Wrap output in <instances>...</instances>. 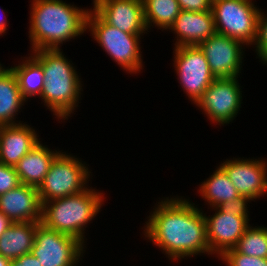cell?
I'll return each mask as SVG.
<instances>
[{
	"label": "cell",
	"instance_id": "obj_1",
	"mask_svg": "<svg viewBox=\"0 0 267 266\" xmlns=\"http://www.w3.org/2000/svg\"><path fill=\"white\" fill-rule=\"evenodd\" d=\"M162 198L146 218L142 228L144 239L158 247L171 262L197 255L213 256L207 241L205 211L199 204L184 196Z\"/></svg>",
	"mask_w": 267,
	"mask_h": 266
},
{
	"label": "cell",
	"instance_id": "obj_2",
	"mask_svg": "<svg viewBox=\"0 0 267 266\" xmlns=\"http://www.w3.org/2000/svg\"><path fill=\"white\" fill-rule=\"evenodd\" d=\"M66 1L30 0V52L61 49L66 42L87 33V14L90 8L78 7Z\"/></svg>",
	"mask_w": 267,
	"mask_h": 266
},
{
	"label": "cell",
	"instance_id": "obj_3",
	"mask_svg": "<svg viewBox=\"0 0 267 266\" xmlns=\"http://www.w3.org/2000/svg\"><path fill=\"white\" fill-rule=\"evenodd\" d=\"M30 54L41 64L44 73L45 83L39 97L42 98L41 104L53 113L57 121H67L82 100L80 73L62 49H40Z\"/></svg>",
	"mask_w": 267,
	"mask_h": 266
},
{
	"label": "cell",
	"instance_id": "obj_4",
	"mask_svg": "<svg viewBox=\"0 0 267 266\" xmlns=\"http://www.w3.org/2000/svg\"><path fill=\"white\" fill-rule=\"evenodd\" d=\"M95 189L89 186L80 193L43 202L41 224L73 236L87 246V225L93 223L106 201L104 192Z\"/></svg>",
	"mask_w": 267,
	"mask_h": 266
},
{
	"label": "cell",
	"instance_id": "obj_5",
	"mask_svg": "<svg viewBox=\"0 0 267 266\" xmlns=\"http://www.w3.org/2000/svg\"><path fill=\"white\" fill-rule=\"evenodd\" d=\"M95 43L127 74H140L145 68L140 44L145 34H130L107 24L91 7L87 14V30ZM142 36V37H141ZM144 67V68H143Z\"/></svg>",
	"mask_w": 267,
	"mask_h": 266
},
{
	"label": "cell",
	"instance_id": "obj_6",
	"mask_svg": "<svg viewBox=\"0 0 267 266\" xmlns=\"http://www.w3.org/2000/svg\"><path fill=\"white\" fill-rule=\"evenodd\" d=\"M62 151L54 158L43 182L37 188L41 203L74 195L89 187L93 172L88 164L81 158Z\"/></svg>",
	"mask_w": 267,
	"mask_h": 266
},
{
	"label": "cell",
	"instance_id": "obj_7",
	"mask_svg": "<svg viewBox=\"0 0 267 266\" xmlns=\"http://www.w3.org/2000/svg\"><path fill=\"white\" fill-rule=\"evenodd\" d=\"M211 10L217 33L253 45L262 10L253 0H213Z\"/></svg>",
	"mask_w": 267,
	"mask_h": 266
},
{
	"label": "cell",
	"instance_id": "obj_8",
	"mask_svg": "<svg viewBox=\"0 0 267 266\" xmlns=\"http://www.w3.org/2000/svg\"><path fill=\"white\" fill-rule=\"evenodd\" d=\"M87 247L77 238L39 224L31 254L41 266H78Z\"/></svg>",
	"mask_w": 267,
	"mask_h": 266
},
{
	"label": "cell",
	"instance_id": "obj_9",
	"mask_svg": "<svg viewBox=\"0 0 267 266\" xmlns=\"http://www.w3.org/2000/svg\"><path fill=\"white\" fill-rule=\"evenodd\" d=\"M172 61L183 92L191 103L196 104L216 79L204 53L198 46H178L173 48Z\"/></svg>",
	"mask_w": 267,
	"mask_h": 266
},
{
	"label": "cell",
	"instance_id": "obj_10",
	"mask_svg": "<svg viewBox=\"0 0 267 266\" xmlns=\"http://www.w3.org/2000/svg\"><path fill=\"white\" fill-rule=\"evenodd\" d=\"M238 78H216L196 102L210 123L228 125L240 114L243 95Z\"/></svg>",
	"mask_w": 267,
	"mask_h": 266
},
{
	"label": "cell",
	"instance_id": "obj_11",
	"mask_svg": "<svg viewBox=\"0 0 267 266\" xmlns=\"http://www.w3.org/2000/svg\"><path fill=\"white\" fill-rule=\"evenodd\" d=\"M198 47L204 53L215 78H241L247 48L242 42L216 32Z\"/></svg>",
	"mask_w": 267,
	"mask_h": 266
},
{
	"label": "cell",
	"instance_id": "obj_12",
	"mask_svg": "<svg viewBox=\"0 0 267 266\" xmlns=\"http://www.w3.org/2000/svg\"><path fill=\"white\" fill-rule=\"evenodd\" d=\"M260 158L233 157L219 164L227 173L239 195L246 196L254 202L260 197L267 196V160Z\"/></svg>",
	"mask_w": 267,
	"mask_h": 266
},
{
	"label": "cell",
	"instance_id": "obj_13",
	"mask_svg": "<svg viewBox=\"0 0 267 266\" xmlns=\"http://www.w3.org/2000/svg\"><path fill=\"white\" fill-rule=\"evenodd\" d=\"M215 211L211 216L204 213L207 241L210 252L219 258L225 251L234 248L250 225L246 216H235L230 211L222 212L218 207L208 208Z\"/></svg>",
	"mask_w": 267,
	"mask_h": 266
},
{
	"label": "cell",
	"instance_id": "obj_14",
	"mask_svg": "<svg viewBox=\"0 0 267 266\" xmlns=\"http://www.w3.org/2000/svg\"><path fill=\"white\" fill-rule=\"evenodd\" d=\"M93 10L109 25L130 34H148L142 0H92Z\"/></svg>",
	"mask_w": 267,
	"mask_h": 266
},
{
	"label": "cell",
	"instance_id": "obj_15",
	"mask_svg": "<svg viewBox=\"0 0 267 266\" xmlns=\"http://www.w3.org/2000/svg\"><path fill=\"white\" fill-rule=\"evenodd\" d=\"M0 212L12 222H41L42 203L37 187L21 183L0 195Z\"/></svg>",
	"mask_w": 267,
	"mask_h": 266
},
{
	"label": "cell",
	"instance_id": "obj_16",
	"mask_svg": "<svg viewBox=\"0 0 267 266\" xmlns=\"http://www.w3.org/2000/svg\"><path fill=\"white\" fill-rule=\"evenodd\" d=\"M168 31L177 35L173 47L198 46L216 33L213 13L181 10Z\"/></svg>",
	"mask_w": 267,
	"mask_h": 266
},
{
	"label": "cell",
	"instance_id": "obj_17",
	"mask_svg": "<svg viewBox=\"0 0 267 266\" xmlns=\"http://www.w3.org/2000/svg\"><path fill=\"white\" fill-rule=\"evenodd\" d=\"M27 122L0 126V162L15 166L41 140Z\"/></svg>",
	"mask_w": 267,
	"mask_h": 266
},
{
	"label": "cell",
	"instance_id": "obj_18",
	"mask_svg": "<svg viewBox=\"0 0 267 266\" xmlns=\"http://www.w3.org/2000/svg\"><path fill=\"white\" fill-rule=\"evenodd\" d=\"M40 141L14 167L22 184L39 187L54 158L61 152Z\"/></svg>",
	"mask_w": 267,
	"mask_h": 266
},
{
	"label": "cell",
	"instance_id": "obj_19",
	"mask_svg": "<svg viewBox=\"0 0 267 266\" xmlns=\"http://www.w3.org/2000/svg\"><path fill=\"white\" fill-rule=\"evenodd\" d=\"M27 101L23 98L18 80L11 68L0 65V126L23 123L16 120ZM21 110V111H20Z\"/></svg>",
	"mask_w": 267,
	"mask_h": 266
},
{
	"label": "cell",
	"instance_id": "obj_20",
	"mask_svg": "<svg viewBox=\"0 0 267 266\" xmlns=\"http://www.w3.org/2000/svg\"><path fill=\"white\" fill-rule=\"evenodd\" d=\"M41 222H13L0 237V255L12 261L31 253L35 231Z\"/></svg>",
	"mask_w": 267,
	"mask_h": 266
},
{
	"label": "cell",
	"instance_id": "obj_21",
	"mask_svg": "<svg viewBox=\"0 0 267 266\" xmlns=\"http://www.w3.org/2000/svg\"><path fill=\"white\" fill-rule=\"evenodd\" d=\"M197 193L208 208H216L223 202L231 201L240 195L225 170L219 165L210 176L198 185Z\"/></svg>",
	"mask_w": 267,
	"mask_h": 266
},
{
	"label": "cell",
	"instance_id": "obj_22",
	"mask_svg": "<svg viewBox=\"0 0 267 266\" xmlns=\"http://www.w3.org/2000/svg\"><path fill=\"white\" fill-rule=\"evenodd\" d=\"M28 55L21 56L19 60L22 61L10 67L17 77L21 94L27 102L31 97H40L45 83L41 64L30 53Z\"/></svg>",
	"mask_w": 267,
	"mask_h": 266
},
{
	"label": "cell",
	"instance_id": "obj_23",
	"mask_svg": "<svg viewBox=\"0 0 267 266\" xmlns=\"http://www.w3.org/2000/svg\"><path fill=\"white\" fill-rule=\"evenodd\" d=\"M147 30L158 28L168 32L181 9L177 0H142Z\"/></svg>",
	"mask_w": 267,
	"mask_h": 266
},
{
	"label": "cell",
	"instance_id": "obj_24",
	"mask_svg": "<svg viewBox=\"0 0 267 266\" xmlns=\"http://www.w3.org/2000/svg\"><path fill=\"white\" fill-rule=\"evenodd\" d=\"M234 249L250 257L267 258V227L249 225Z\"/></svg>",
	"mask_w": 267,
	"mask_h": 266
},
{
	"label": "cell",
	"instance_id": "obj_25",
	"mask_svg": "<svg viewBox=\"0 0 267 266\" xmlns=\"http://www.w3.org/2000/svg\"><path fill=\"white\" fill-rule=\"evenodd\" d=\"M266 13V14H265ZM259 62L267 66V12L261 10L257 22V34L252 45Z\"/></svg>",
	"mask_w": 267,
	"mask_h": 266
},
{
	"label": "cell",
	"instance_id": "obj_26",
	"mask_svg": "<svg viewBox=\"0 0 267 266\" xmlns=\"http://www.w3.org/2000/svg\"><path fill=\"white\" fill-rule=\"evenodd\" d=\"M218 259L226 266H267V258L250 257L234 248L225 251Z\"/></svg>",
	"mask_w": 267,
	"mask_h": 266
},
{
	"label": "cell",
	"instance_id": "obj_27",
	"mask_svg": "<svg viewBox=\"0 0 267 266\" xmlns=\"http://www.w3.org/2000/svg\"><path fill=\"white\" fill-rule=\"evenodd\" d=\"M20 184L15 167L0 162V195L16 188Z\"/></svg>",
	"mask_w": 267,
	"mask_h": 266
},
{
	"label": "cell",
	"instance_id": "obj_28",
	"mask_svg": "<svg viewBox=\"0 0 267 266\" xmlns=\"http://www.w3.org/2000/svg\"><path fill=\"white\" fill-rule=\"evenodd\" d=\"M251 201L252 200L246 196H239L234 200L223 202L218 208L222 212L230 211L235 216H246L250 220V212L248 211L250 208L247 205H249Z\"/></svg>",
	"mask_w": 267,
	"mask_h": 266
},
{
	"label": "cell",
	"instance_id": "obj_29",
	"mask_svg": "<svg viewBox=\"0 0 267 266\" xmlns=\"http://www.w3.org/2000/svg\"><path fill=\"white\" fill-rule=\"evenodd\" d=\"M181 10L191 12L212 11L213 0H177Z\"/></svg>",
	"mask_w": 267,
	"mask_h": 266
},
{
	"label": "cell",
	"instance_id": "obj_30",
	"mask_svg": "<svg viewBox=\"0 0 267 266\" xmlns=\"http://www.w3.org/2000/svg\"><path fill=\"white\" fill-rule=\"evenodd\" d=\"M9 266H41V264L34 255L29 253L12 260Z\"/></svg>",
	"mask_w": 267,
	"mask_h": 266
},
{
	"label": "cell",
	"instance_id": "obj_31",
	"mask_svg": "<svg viewBox=\"0 0 267 266\" xmlns=\"http://www.w3.org/2000/svg\"><path fill=\"white\" fill-rule=\"evenodd\" d=\"M13 222L6 217L3 213L0 212V237L5 233L6 229L12 224Z\"/></svg>",
	"mask_w": 267,
	"mask_h": 266
},
{
	"label": "cell",
	"instance_id": "obj_32",
	"mask_svg": "<svg viewBox=\"0 0 267 266\" xmlns=\"http://www.w3.org/2000/svg\"><path fill=\"white\" fill-rule=\"evenodd\" d=\"M0 10H2V9H0ZM2 15H3V14H2ZM8 22H9V21L7 20V18L4 17V18L2 19V18L0 17V36H2V37L4 36V35H2V34H6V33H7L6 31L8 30V28H7V27H8L7 24H9Z\"/></svg>",
	"mask_w": 267,
	"mask_h": 266
},
{
	"label": "cell",
	"instance_id": "obj_33",
	"mask_svg": "<svg viewBox=\"0 0 267 266\" xmlns=\"http://www.w3.org/2000/svg\"><path fill=\"white\" fill-rule=\"evenodd\" d=\"M10 262V260L0 255V266H9Z\"/></svg>",
	"mask_w": 267,
	"mask_h": 266
}]
</instances>
